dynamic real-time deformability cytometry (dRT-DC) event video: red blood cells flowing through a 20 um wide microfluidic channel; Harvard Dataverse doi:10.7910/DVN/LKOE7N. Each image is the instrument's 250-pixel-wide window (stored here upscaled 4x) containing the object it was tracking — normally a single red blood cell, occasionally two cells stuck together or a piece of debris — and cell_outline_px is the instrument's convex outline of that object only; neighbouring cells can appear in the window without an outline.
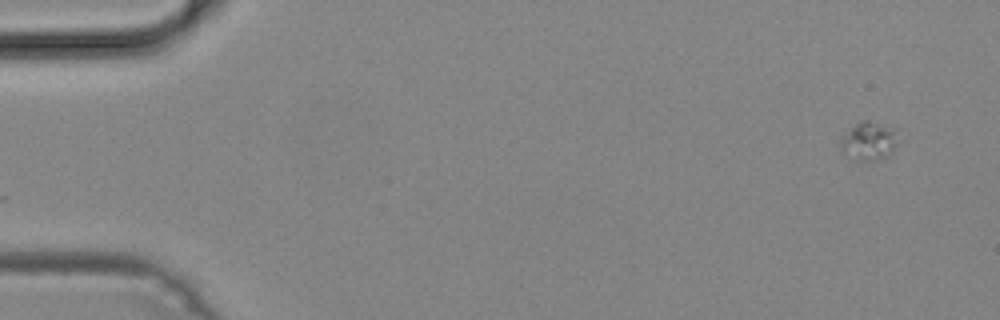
{"species": "common noctule bat (a hibernating species)", "species_latin": "Nyctalus noctula", "temperature_condition": "cold", "stored_images_in_passage": 48, "camera_frame_rate_fps": 3000, "um_per_image_px": 0.085, "animal": {"sex": "male", "body_mass_g": 19.2, "forearm_length_mm": 51.8}, "frame": {"image": 1, "passage_image": 1, "time_ms": 0.0, "image_size_px": [1000, 320], "cell_outline_px": [[900, 140], [892, 152], [888, 156], [876, 160], [856, 160], [840, 152], [840, 140], [860, 120], [868, 120], [892, 128]], "centroid_in_image_um": [73.86, 12.01], "position_along_channel_um": 11.1, "area_um2": 12.77}}
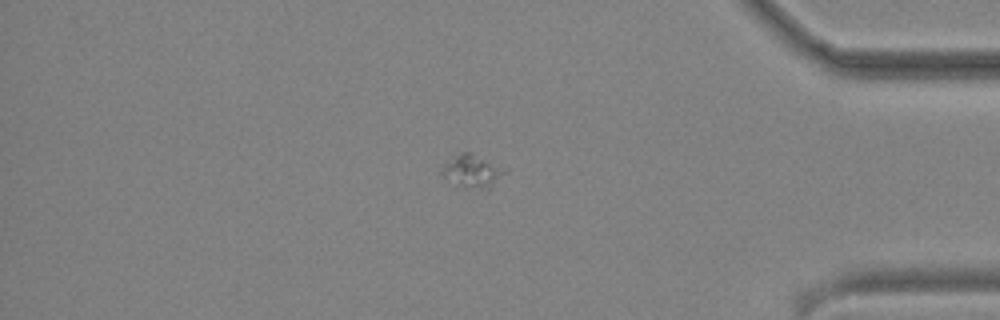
{"frame": {"image": 2, "passage_image": 41, "time_ms": 13.333, "image_size_px": [1000, 320], "cell_outline_px": [[508, 172], [488, 188], [460, 184], [444, 176], [440, 172], [444, 164], [460, 152], [468, 152], [508, 168]], "centroid_in_image_um": [40.21, 14.49], "position_along_channel_um": 395.0, "area_um2": 11.33}}
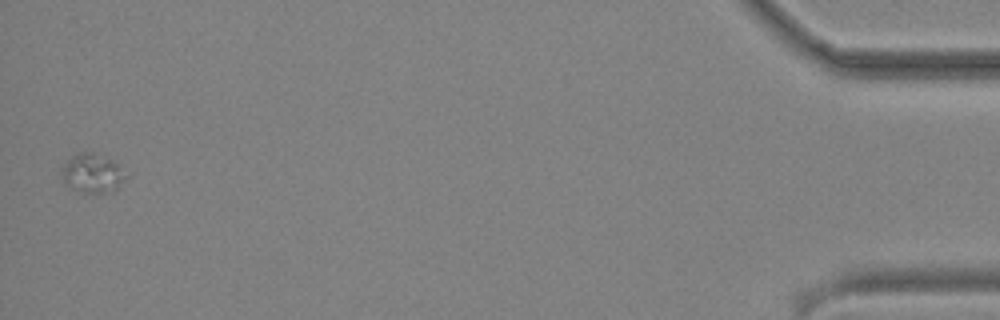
{"frame": {"image": 3, "passage_image": 48, "time_ms": 15.667, "image_size_px": [1000, 320], "cell_outline_px": [[132, 172], [112, 192], [84, 192], [68, 188], [64, 184], [60, 176], [60, 168], [72, 156], [80, 152], [92, 152], [112, 160]], "centroid_in_image_um": [7.87, 14.73], "position_along_channel_um": 427.3, "area_um2": 15.03}}